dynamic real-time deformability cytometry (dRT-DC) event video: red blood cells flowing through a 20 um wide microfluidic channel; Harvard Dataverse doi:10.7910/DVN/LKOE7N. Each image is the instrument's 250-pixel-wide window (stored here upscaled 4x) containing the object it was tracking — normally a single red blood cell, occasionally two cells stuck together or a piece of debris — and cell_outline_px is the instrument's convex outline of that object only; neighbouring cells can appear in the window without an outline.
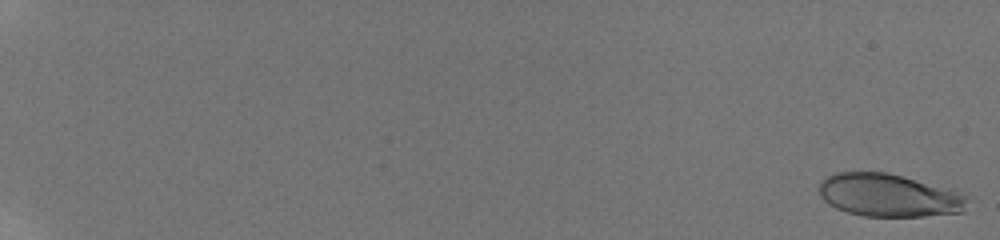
{"species": "human", "species_latin": "Homo sapiens", "temperature_condition": "room temperature", "stored_images_in_passage": 27, "camera_frame_rate_fps": 3000, "um_per_image_px": 0.085, "donor": {"sex": "male"}, "frame": {"image": 1, "passage_image": 1, "time_ms": 0.0, "image_size_px": [1000, 240], "cell_outline_px": [[968, 196], [964, 212], [924, 216], [864, 216], [848, 212], [836, 208], [828, 204], [820, 196], [820, 180], [836, 172], [888, 172], [956, 188]], "centroid_in_image_um": [75.63, 16.58], "position_along_channel_um": 9.4, "area_um2": 37.74}}
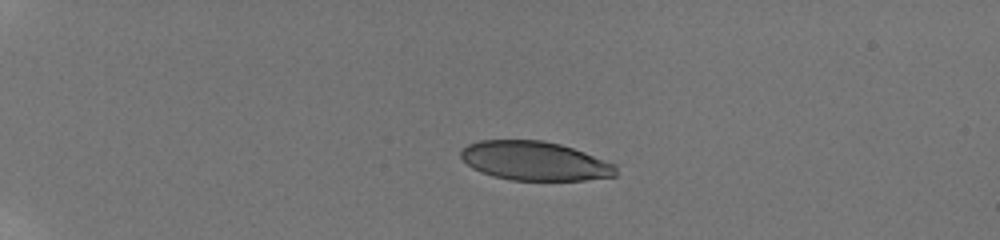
{"frame": {"image": 2, "passage_image": 12, "time_ms": 5.0, "image_size_px": [1000, 240], "cell_outline_px": [[616, 176], [584, 180], [512, 180], [492, 176], [480, 172], [472, 168], [460, 156], [460, 152], [468, 144], [480, 140], [544, 140], [560, 144], [584, 152], [616, 164]], "centroid_in_image_um": [45.45, 13.68], "position_along_channel_um": 39.6, "area_um2": 35.26}}
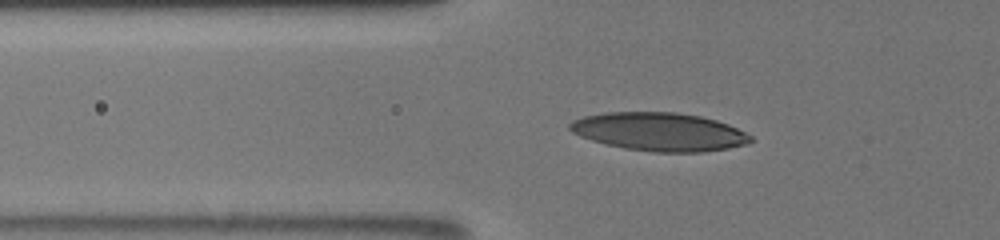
{"frame": {"image": 3, "passage_image": 22, "time_ms": 7.667, "image_size_px": [1000, 240], "cell_outline_px": [[752, 140], [748, 144], [728, 148], [704, 152], [652, 152], [624, 148], [592, 140], [580, 136], [572, 132], [568, 128], [568, 124], [572, 120], [584, 116], [608, 112], [676, 112], [700, 116], [716, 120], [728, 124], [752, 136]], "centroid_in_image_um": [56.04, 11.2], "position_along_channel_um": 69.8, "area_um2": 40.34}}